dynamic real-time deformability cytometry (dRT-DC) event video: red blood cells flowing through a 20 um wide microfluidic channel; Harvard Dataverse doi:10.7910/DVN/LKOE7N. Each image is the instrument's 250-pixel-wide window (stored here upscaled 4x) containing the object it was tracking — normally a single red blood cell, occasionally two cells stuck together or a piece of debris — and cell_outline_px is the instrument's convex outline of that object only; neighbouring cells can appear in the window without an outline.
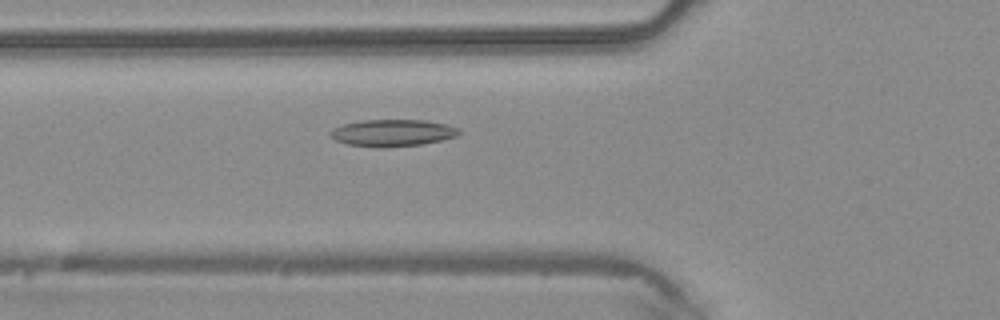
{"species": "common noctule bat (a hibernating species)", "species_latin": "Nyctalus noctula", "temperature_condition": "warm", "stored_images_in_passage": 43, "camera_frame_rate_fps": 3000, "um_per_image_px": 0.085, "animal": {"sex": "male", "body_mass_g": 20.4}, "frame": {"image": 1, "passage_image": 13, "time_ms": 4.0, "image_size_px": [1000, 320], "cell_outline_px": [[460, 132], [456, 136], [424, 144], [384, 148], [380, 148], [348, 144], [336, 140], [328, 136], [328, 132], [332, 128], [344, 124], [360, 120], [424, 120], [444, 124], [456, 128]], "centroid_in_image_um": [33.29, 11.3], "position_along_channel_um": 92.5, "area_um2": 20.17}}
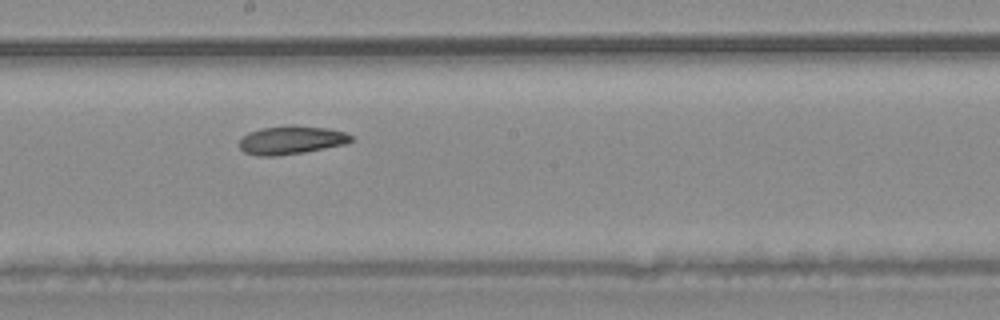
{"frame": {"image": 2, "passage_image": 22, "time_ms": 7.0, "image_size_px": [1000, 320], "cell_outline_px": [[352, 140], [348, 144], [304, 152], [276, 156], [256, 156], [244, 152], [240, 148], [240, 140], [248, 132], [260, 128], [288, 124], [292, 124], [328, 128], [344, 132], [352, 136]], "centroid_in_image_um": [24.76, 11.89], "position_along_channel_um": 223.4, "area_um2": 18.79}}
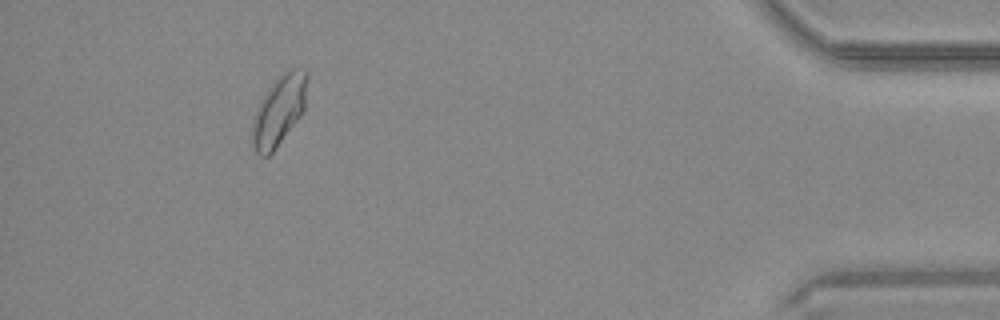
{"frame": {"image": 3, "passage_image": 39, "time_ms": 12.667, "image_size_px": [1000, 320], "cell_outline_px": [[308, 76], [304, 108], [300, 116], [276, 148], [268, 156], [260, 156], [252, 148], [252, 120], [268, 88], [284, 72], [292, 68], [304, 68], [308, 72]], "centroid_in_image_um": [23.72, 9.4], "position_along_channel_um": 411.5, "area_um2": 22.14}}